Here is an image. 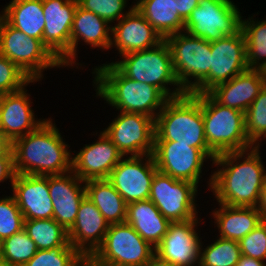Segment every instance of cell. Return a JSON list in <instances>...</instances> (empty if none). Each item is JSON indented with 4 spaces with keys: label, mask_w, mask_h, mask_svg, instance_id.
<instances>
[{
    "label": "cell",
    "mask_w": 266,
    "mask_h": 266,
    "mask_svg": "<svg viewBox=\"0 0 266 266\" xmlns=\"http://www.w3.org/2000/svg\"><path fill=\"white\" fill-rule=\"evenodd\" d=\"M259 149L254 146L244 151L221 153L214 158L212 166L218 168L207 182L218 203L257 207L266 179Z\"/></svg>",
    "instance_id": "cell-1"
},
{
    "label": "cell",
    "mask_w": 266,
    "mask_h": 266,
    "mask_svg": "<svg viewBox=\"0 0 266 266\" xmlns=\"http://www.w3.org/2000/svg\"><path fill=\"white\" fill-rule=\"evenodd\" d=\"M52 120L12 142L16 174L50 176L72 170V151Z\"/></svg>",
    "instance_id": "cell-2"
},
{
    "label": "cell",
    "mask_w": 266,
    "mask_h": 266,
    "mask_svg": "<svg viewBox=\"0 0 266 266\" xmlns=\"http://www.w3.org/2000/svg\"><path fill=\"white\" fill-rule=\"evenodd\" d=\"M96 96L116 110L139 113L153 119L168 98L155 86L126 77L113 63L92 69Z\"/></svg>",
    "instance_id": "cell-3"
},
{
    "label": "cell",
    "mask_w": 266,
    "mask_h": 266,
    "mask_svg": "<svg viewBox=\"0 0 266 266\" xmlns=\"http://www.w3.org/2000/svg\"><path fill=\"white\" fill-rule=\"evenodd\" d=\"M155 141H175L210 149L202 117V94L185 93L169 98L155 118Z\"/></svg>",
    "instance_id": "cell-4"
},
{
    "label": "cell",
    "mask_w": 266,
    "mask_h": 266,
    "mask_svg": "<svg viewBox=\"0 0 266 266\" xmlns=\"http://www.w3.org/2000/svg\"><path fill=\"white\" fill-rule=\"evenodd\" d=\"M111 63L126 77L157 87L168 99L185 94L177 81L165 40L153 48L126 54L120 61Z\"/></svg>",
    "instance_id": "cell-5"
},
{
    "label": "cell",
    "mask_w": 266,
    "mask_h": 266,
    "mask_svg": "<svg viewBox=\"0 0 266 266\" xmlns=\"http://www.w3.org/2000/svg\"><path fill=\"white\" fill-rule=\"evenodd\" d=\"M202 117L208 147L216 155L254 147L248 140L244 112L221 105L209 93H203Z\"/></svg>",
    "instance_id": "cell-6"
},
{
    "label": "cell",
    "mask_w": 266,
    "mask_h": 266,
    "mask_svg": "<svg viewBox=\"0 0 266 266\" xmlns=\"http://www.w3.org/2000/svg\"><path fill=\"white\" fill-rule=\"evenodd\" d=\"M177 81L185 93H192L209 75L211 42L182 31L166 37Z\"/></svg>",
    "instance_id": "cell-7"
},
{
    "label": "cell",
    "mask_w": 266,
    "mask_h": 266,
    "mask_svg": "<svg viewBox=\"0 0 266 266\" xmlns=\"http://www.w3.org/2000/svg\"><path fill=\"white\" fill-rule=\"evenodd\" d=\"M0 54L15 63L31 80L43 79V71L60 68L61 62L39 39L12 27L0 15Z\"/></svg>",
    "instance_id": "cell-8"
},
{
    "label": "cell",
    "mask_w": 266,
    "mask_h": 266,
    "mask_svg": "<svg viewBox=\"0 0 266 266\" xmlns=\"http://www.w3.org/2000/svg\"><path fill=\"white\" fill-rule=\"evenodd\" d=\"M155 248L127 222L111 224L102 244L87 259L92 265L143 266Z\"/></svg>",
    "instance_id": "cell-9"
},
{
    "label": "cell",
    "mask_w": 266,
    "mask_h": 266,
    "mask_svg": "<svg viewBox=\"0 0 266 266\" xmlns=\"http://www.w3.org/2000/svg\"><path fill=\"white\" fill-rule=\"evenodd\" d=\"M242 15L232 0H200L184 22V31L208 42L242 30Z\"/></svg>",
    "instance_id": "cell-10"
},
{
    "label": "cell",
    "mask_w": 266,
    "mask_h": 266,
    "mask_svg": "<svg viewBox=\"0 0 266 266\" xmlns=\"http://www.w3.org/2000/svg\"><path fill=\"white\" fill-rule=\"evenodd\" d=\"M197 189L196 184L174 179L157 171L151 183L149 200L170 222L187 221L199 217L196 204L199 191Z\"/></svg>",
    "instance_id": "cell-11"
},
{
    "label": "cell",
    "mask_w": 266,
    "mask_h": 266,
    "mask_svg": "<svg viewBox=\"0 0 266 266\" xmlns=\"http://www.w3.org/2000/svg\"><path fill=\"white\" fill-rule=\"evenodd\" d=\"M152 155L159 172L197 186L204 162H211L217 156L211 149L193 148L175 141H155Z\"/></svg>",
    "instance_id": "cell-12"
},
{
    "label": "cell",
    "mask_w": 266,
    "mask_h": 266,
    "mask_svg": "<svg viewBox=\"0 0 266 266\" xmlns=\"http://www.w3.org/2000/svg\"><path fill=\"white\" fill-rule=\"evenodd\" d=\"M103 133L113 142L123 156L153 154L155 119L132 112H118Z\"/></svg>",
    "instance_id": "cell-13"
},
{
    "label": "cell",
    "mask_w": 266,
    "mask_h": 266,
    "mask_svg": "<svg viewBox=\"0 0 266 266\" xmlns=\"http://www.w3.org/2000/svg\"><path fill=\"white\" fill-rule=\"evenodd\" d=\"M211 54L209 75L192 94L208 93L215 86L248 70L246 40L242 30L236 35L211 42Z\"/></svg>",
    "instance_id": "cell-14"
},
{
    "label": "cell",
    "mask_w": 266,
    "mask_h": 266,
    "mask_svg": "<svg viewBox=\"0 0 266 266\" xmlns=\"http://www.w3.org/2000/svg\"><path fill=\"white\" fill-rule=\"evenodd\" d=\"M77 5L78 0H42L43 44L63 67L71 66V30Z\"/></svg>",
    "instance_id": "cell-15"
},
{
    "label": "cell",
    "mask_w": 266,
    "mask_h": 266,
    "mask_svg": "<svg viewBox=\"0 0 266 266\" xmlns=\"http://www.w3.org/2000/svg\"><path fill=\"white\" fill-rule=\"evenodd\" d=\"M157 171L152 154L124 156L110 172L107 180L129 204L149 199L151 183Z\"/></svg>",
    "instance_id": "cell-16"
},
{
    "label": "cell",
    "mask_w": 266,
    "mask_h": 266,
    "mask_svg": "<svg viewBox=\"0 0 266 266\" xmlns=\"http://www.w3.org/2000/svg\"><path fill=\"white\" fill-rule=\"evenodd\" d=\"M200 221L201 218L196 217L187 221L171 222L167 233L155 247V253L174 266H199L202 238L196 228L202 224Z\"/></svg>",
    "instance_id": "cell-17"
},
{
    "label": "cell",
    "mask_w": 266,
    "mask_h": 266,
    "mask_svg": "<svg viewBox=\"0 0 266 266\" xmlns=\"http://www.w3.org/2000/svg\"><path fill=\"white\" fill-rule=\"evenodd\" d=\"M35 82L37 80H31L19 91L0 95V131L11 142L34 131L47 120L35 118L31 107L33 102L26 88Z\"/></svg>",
    "instance_id": "cell-18"
},
{
    "label": "cell",
    "mask_w": 266,
    "mask_h": 266,
    "mask_svg": "<svg viewBox=\"0 0 266 266\" xmlns=\"http://www.w3.org/2000/svg\"><path fill=\"white\" fill-rule=\"evenodd\" d=\"M97 139L92 144L83 146L75 156H72V171L83 181L107 179L124 157L103 131Z\"/></svg>",
    "instance_id": "cell-19"
},
{
    "label": "cell",
    "mask_w": 266,
    "mask_h": 266,
    "mask_svg": "<svg viewBox=\"0 0 266 266\" xmlns=\"http://www.w3.org/2000/svg\"><path fill=\"white\" fill-rule=\"evenodd\" d=\"M53 203V219L67 232L72 228L82 200L86 197L85 181L72 170L48 176Z\"/></svg>",
    "instance_id": "cell-20"
},
{
    "label": "cell",
    "mask_w": 266,
    "mask_h": 266,
    "mask_svg": "<svg viewBox=\"0 0 266 266\" xmlns=\"http://www.w3.org/2000/svg\"><path fill=\"white\" fill-rule=\"evenodd\" d=\"M163 39L152 25L135 9L111 26L110 48L121 56L157 46Z\"/></svg>",
    "instance_id": "cell-21"
},
{
    "label": "cell",
    "mask_w": 266,
    "mask_h": 266,
    "mask_svg": "<svg viewBox=\"0 0 266 266\" xmlns=\"http://www.w3.org/2000/svg\"><path fill=\"white\" fill-rule=\"evenodd\" d=\"M11 188L25 220L53 218L48 176L15 174Z\"/></svg>",
    "instance_id": "cell-22"
},
{
    "label": "cell",
    "mask_w": 266,
    "mask_h": 266,
    "mask_svg": "<svg viewBox=\"0 0 266 266\" xmlns=\"http://www.w3.org/2000/svg\"><path fill=\"white\" fill-rule=\"evenodd\" d=\"M109 223L97 207L85 197L78 209L75 223L68 231L69 244L88 259L102 244Z\"/></svg>",
    "instance_id": "cell-23"
},
{
    "label": "cell",
    "mask_w": 266,
    "mask_h": 266,
    "mask_svg": "<svg viewBox=\"0 0 266 266\" xmlns=\"http://www.w3.org/2000/svg\"><path fill=\"white\" fill-rule=\"evenodd\" d=\"M265 85L263 70L248 69L231 80L215 86L208 93L221 105L245 113Z\"/></svg>",
    "instance_id": "cell-24"
},
{
    "label": "cell",
    "mask_w": 266,
    "mask_h": 266,
    "mask_svg": "<svg viewBox=\"0 0 266 266\" xmlns=\"http://www.w3.org/2000/svg\"><path fill=\"white\" fill-rule=\"evenodd\" d=\"M111 26L100 16L77 5L71 30V67L82 66L76 62L77 47L80 44L78 42L84 41L92 49L97 47L103 51L110 49ZM80 39L82 40L80 41Z\"/></svg>",
    "instance_id": "cell-25"
},
{
    "label": "cell",
    "mask_w": 266,
    "mask_h": 266,
    "mask_svg": "<svg viewBox=\"0 0 266 266\" xmlns=\"http://www.w3.org/2000/svg\"><path fill=\"white\" fill-rule=\"evenodd\" d=\"M218 205L211 213L219 237L239 242L263 221L256 207Z\"/></svg>",
    "instance_id": "cell-26"
},
{
    "label": "cell",
    "mask_w": 266,
    "mask_h": 266,
    "mask_svg": "<svg viewBox=\"0 0 266 266\" xmlns=\"http://www.w3.org/2000/svg\"><path fill=\"white\" fill-rule=\"evenodd\" d=\"M126 222L154 248L161 242L171 223L149 199L127 204Z\"/></svg>",
    "instance_id": "cell-27"
},
{
    "label": "cell",
    "mask_w": 266,
    "mask_h": 266,
    "mask_svg": "<svg viewBox=\"0 0 266 266\" xmlns=\"http://www.w3.org/2000/svg\"><path fill=\"white\" fill-rule=\"evenodd\" d=\"M0 15L12 27L43 42L45 17L42 0H11Z\"/></svg>",
    "instance_id": "cell-28"
},
{
    "label": "cell",
    "mask_w": 266,
    "mask_h": 266,
    "mask_svg": "<svg viewBox=\"0 0 266 266\" xmlns=\"http://www.w3.org/2000/svg\"><path fill=\"white\" fill-rule=\"evenodd\" d=\"M86 197L111 224L126 222L127 203L107 179L85 181Z\"/></svg>",
    "instance_id": "cell-29"
},
{
    "label": "cell",
    "mask_w": 266,
    "mask_h": 266,
    "mask_svg": "<svg viewBox=\"0 0 266 266\" xmlns=\"http://www.w3.org/2000/svg\"><path fill=\"white\" fill-rule=\"evenodd\" d=\"M135 9L164 40L184 31V20L175 12L170 0H135Z\"/></svg>",
    "instance_id": "cell-30"
},
{
    "label": "cell",
    "mask_w": 266,
    "mask_h": 266,
    "mask_svg": "<svg viewBox=\"0 0 266 266\" xmlns=\"http://www.w3.org/2000/svg\"><path fill=\"white\" fill-rule=\"evenodd\" d=\"M254 16L242 19L248 69L264 71L266 69V20L254 19Z\"/></svg>",
    "instance_id": "cell-31"
},
{
    "label": "cell",
    "mask_w": 266,
    "mask_h": 266,
    "mask_svg": "<svg viewBox=\"0 0 266 266\" xmlns=\"http://www.w3.org/2000/svg\"><path fill=\"white\" fill-rule=\"evenodd\" d=\"M23 229L34 241L38 250L69 244L68 232L53 218L24 220Z\"/></svg>",
    "instance_id": "cell-32"
},
{
    "label": "cell",
    "mask_w": 266,
    "mask_h": 266,
    "mask_svg": "<svg viewBox=\"0 0 266 266\" xmlns=\"http://www.w3.org/2000/svg\"><path fill=\"white\" fill-rule=\"evenodd\" d=\"M202 243L201 241L199 266H235L242 256L239 242L235 240L218 237L205 248Z\"/></svg>",
    "instance_id": "cell-33"
},
{
    "label": "cell",
    "mask_w": 266,
    "mask_h": 266,
    "mask_svg": "<svg viewBox=\"0 0 266 266\" xmlns=\"http://www.w3.org/2000/svg\"><path fill=\"white\" fill-rule=\"evenodd\" d=\"M1 244V260L8 266H23L38 251L24 229L4 239Z\"/></svg>",
    "instance_id": "cell-34"
},
{
    "label": "cell",
    "mask_w": 266,
    "mask_h": 266,
    "mask_svg": "<svg viewBox=\"0 0 266 266\" xmlns=\"http://www.w3.org/2000/svg\"><path fill=\"white\" fill-rule=\"evenodd\" d=\"M87 259L73 246L38 250L23 266H82Z\"/></svg>",
    "instance_id": "cell-35"
},
{
    "label": "cell",
    "mask_w": 266,
    "mask_h": 266,
    "mask_svg": "<svg viewBox=\"0 0 266 266\" xmlns=\"http://www.w3.org/2000/svg\"><path fill=\"white\" fill-rule=\"evenodd\" d=\"M245 126L249 142L260 147L266 138V85L245 111Z\"/></svg>",
    "instance_id": "cell-36"
},
{
    "label": "cell",
    "mask_w": 266,
    "mask_h": 266,
    "mask_svg": "<svg viewBox=\"0 0 266 266\" xmlns=\"http://www.w3.org/2000/svg\"><path fill=\"white\" fill-rule=\"evenodd\" d=\"M24 216L13 195L0 197V241L24 228Z\"/></svg>",
    "instance_id": "cell-37"
},
{
    "label": "cell",
    "mask_w": 266,
    "mask_h": 266,
    "mask_svg": "<svg viewBox=\"0 0 266 266\" xmlns=\"http://www.w3.org/2000/svg\"><path fill=\"white\" fill-rule=\"evenodd\" d=\"M128 0H78V5L86 11L103 18L109 25L118 22L133 8L134 4L124 13Z\"/></svg>",
    "instance_id": "cell-38"
},
{
    "label": "cell",
    "mask_w": 266,
    "mask_h": 266,
    "mask_svg": "<svg viewBox=\"0 0 266 266\" xmlns=\"http://www.w3.org/2000/svg\"><path fill=\"white\" fill-rule=\"evenodd\" d=\"M30 81L15 63L0 54V95L19 91Z\"/></svg>",
    "instance_id": "cell-39"
},
{
    "label": "cell",
    "mask_w": 266,
    "mask_h": 266,
    "mask_svg": "<svg viewBox=\"0 0 266 266\" xmlns=\"http://www.w3.org/2000/svg\"><path fill=\"white\" fill-rule=\"evenodd\" d=\"M243 256L266 261V220L239 241Z\"/></svg>",
    "instance_id": "cell-40"
},
{
    "label": "cell",
    "mask_w": 266,
    "mask_h": 266,
    "mask_svg": "<svg viewBox=\"0 0 266 266\" xmlns=\"http://www.w3.org/2000/svg\"><path fill=\"white\" fill-rule=\"evenodd\" d=\"M15 174L13 151L11 150L6 156L0 157V183L3 184L9 180L12 186Z\"/></svg>",
    "instance_id": "cell-41"
},
{
    "label": "cell",
    "mask_w": 266,
    "mask_h": 266,
    "mask_svg": "<svg viewBox=\"0 0 266 266\" xmlns=\"http://www.w3.org/2000/svg\"><path fill=\"white\" fill-rule=\"evenodd\" d=\"M175 12L186 21L191 12L199 5L200 0H170Z\"/></svg>",
    "instance_id": "cell-42"
},
{
    "label": "cell",
    "mask_w": 266,
    "mask_h": 266,
    "mask_svg": "<svg viewBox=\"0 0 266 266\" xmlns=\"http://www.w3.org/2000/svg\"><path fill=\"white\" fill-rule=\"evenodd\" d=\"M256 208L261 214L263 220H266V179L261 189L260 199Z\"/></svg>",
    "instance_id": "cell-43"
},
{
    "label": "cell",
    "mask_w": 266,
    "mask_h": 266,
    "mask_svg": "<svg viewBox=\"0 0 266 266\" xmlns=\"http://www.w3.org/2000/svg\"><path fill=\"white\" fill-rule=\"evenodd\" d=\"M12 150V142L0 131V157L6 156Z\"/></svg>",
    "instance_id": "cell-44"
},
{
    "label": "cell",
    "mask_w": 266,
    "mask_h": 266,
    "mask_svg": "<svg viewBox=\"0 0 266 266\" xmlns=\"http://www.w3.org/2000/svg\"><path fill=\"white\" fill-rule=\"evenodd\" d=\"M235 266H266V263L264 261L242 255Z\"/></svg>",
    "instance_id": "cell-45"
},
{
    "label": "cell",
    "mask_w": 266,
    "mask_h": 266,
    "mask_svg": "<svg viewBox=\"0 0 266 266\" xmlns=\"http://www.w3.org/2000/svg\"><path fill=\"white\" fill-rule=\"evenodd\" d=\"M143 266H174L170 262L160 258L156 253Z\"/></svg>",
    "instance_id": "cell-46"
},
{
    "label": "cell",
    "mask_w": 266,
    "mask_h": 266,
    "mask_svg": "<svg viewBox=\"0 0 266 266\" xmlns=\"http://www.w3.org/2000/svg\"><path fill=\"white\" fill-rule=\"evenodd\" d=\"M82 266H93L88 260Z\"/></svg>",
    "instance_id": "cell-47"
},
{
    "label": "cell",
    "mask_w": 266,
    "mask_h": 266,
    "mask_svg": "<svg viewBox=\"0 0 266 266\" xmlns=\"http://www.w3.org/2000/svg\"><path fill=\"white\" fill-rule=\"evenodd\" d=\"M93 266H121V265L110 264V265H93Z\"/></svg>",
    "instance_id": "cell-48"
},
{
    "label": "cell",
    "mask_w": 266,
    "mask_h": 266,
    "mask_svg": "<svg viewBox=\"0 0 266 266\" xmlns=\"http://www.w3.org/2000/svg\"><path fill=\"white\" fill-rule=\"evenodd\" d=\"M0 266H8L4 261L0 260Z\"/></svg>",
    "instance_id": "cell-49"
},
{
    "label": "cell",
    "mask_w": 266,
    "mask_h": 266,
    "mask_svg": "<svg viewBox=\"0 0 266 266\" xmlns=\"http://www.w3.org/2000/svg\"><path fill=\"white\" fill-rule=\"evenodd\" d=\"M2 246V244H1V241H0V260H1V247Z\"/></svg>",
    "instance_id": "cell-50"
}]
</instances>
